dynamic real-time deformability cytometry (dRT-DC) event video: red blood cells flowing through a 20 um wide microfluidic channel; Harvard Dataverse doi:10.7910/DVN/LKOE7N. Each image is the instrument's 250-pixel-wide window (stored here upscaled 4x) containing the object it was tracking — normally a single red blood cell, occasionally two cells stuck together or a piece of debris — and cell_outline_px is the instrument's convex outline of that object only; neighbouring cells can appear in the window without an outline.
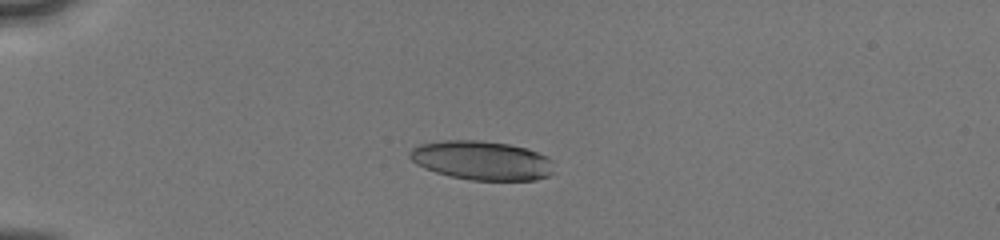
{"species": "human", "species_latin": "Homo sapiens", "temperature_condition": "cold", "stored_images_in_passage": 21, "camera_frame_rate_fps": 3000, "um_per_image_px": 0.085, "donor": {"sex": "male"}, "frame": {"image": 1, "passage_image": 10, "time_ms": 4.667, "image_size_px": [1000, 240], "cell_outline_px": [[552, 172], [548, 176], [536, 180], [468, 180], [436, 172], [424, 168], [416, 164], [408, 156], [408, 152], [412, 148], [420, 144], [444, 140], [476, 140], [508, 144], [524, 148], [548, 156], [552, 160]], "centroid_in_image_um": [40.93, 13.64], "position_along_channel_um": 44.1, "area_um2": 32.77}}
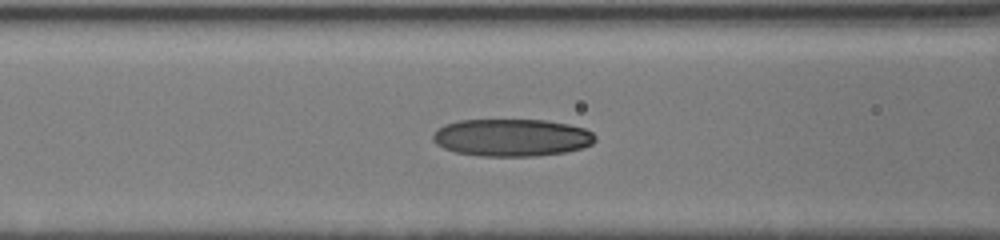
{"frame": {"image": 2, "passage_image": 18, "time_ms": 7.667, "image_size_px": [1000, 240], "cell_outline_px": [[596, 140], [592, 144], [584, 148], [564, 152], [536, 156], [480, 156], [456, 152], [444, 148], [436, 144], [432, 140], [432, 136], [436, 128], [444, 124], [460, 120], [544, 120], [568, 124], [584, 128], [592, 132], [596, 136]], "centroid_in_image_um": [43.49, 11.69], "position_along_channel_um": 123.1, "area_um2": 35.6}}
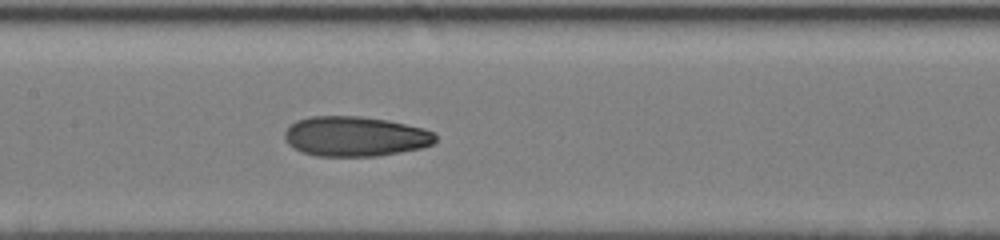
{"frame": {"image": 3, "passage_image": 21, "time_ms": 9.0, "image_size_px": [1000, 240], "cell_outline_px": [[436, 140], [432, 144], [420, 148], [400, 152], [376, 156], [316, 156], [292, 148], [288, 144], [284, 136], [284, 132], [296, 120], [312, 116], [360, 116], [388, 120], [424, 128], [436, 132]], "centroid_in_image_um": [30.2, 11.59], "position_along_channel_um": 177.2, "area_um2": 35.2}}